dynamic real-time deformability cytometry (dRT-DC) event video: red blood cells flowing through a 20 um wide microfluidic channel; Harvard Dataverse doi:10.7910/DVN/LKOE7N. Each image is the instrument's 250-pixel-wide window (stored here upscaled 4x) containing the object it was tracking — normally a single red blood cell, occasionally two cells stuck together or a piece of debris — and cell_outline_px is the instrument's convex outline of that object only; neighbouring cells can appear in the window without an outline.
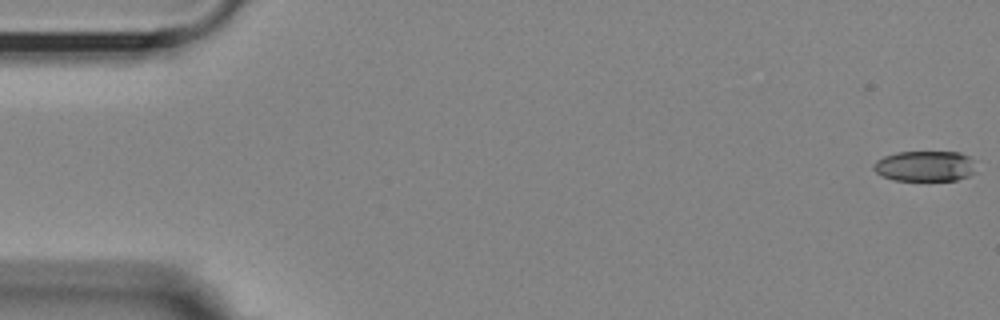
{"species": "Egyptian fruit bat (a non-hibernating species)", "species_latin": "Rousettus aegyptiacus", "temperature_condition": "room temperature", "stored_images_in_passage": 53, "camera_frame_rate_fps": 3000, "um_per_image_px": 0.085, "animal": {"sex": "female"}, "frame": {"image": 1, "passage_image": 1, "time_ms": 0.0, "image_size_px": [1000, 320], "cell_outline_px": [[972, 172], [968, 176], [956, 180], [892, 180], [880, 176], [872, 168], [872, 164], [876, 160], [884, 156], [896, 152], [960, 152], [968, 156], [972, 160]], "centroid_in_image_um": [78.53, 14.12], "position_along_channel_um": 6.5, "area_um2": 18.15}}
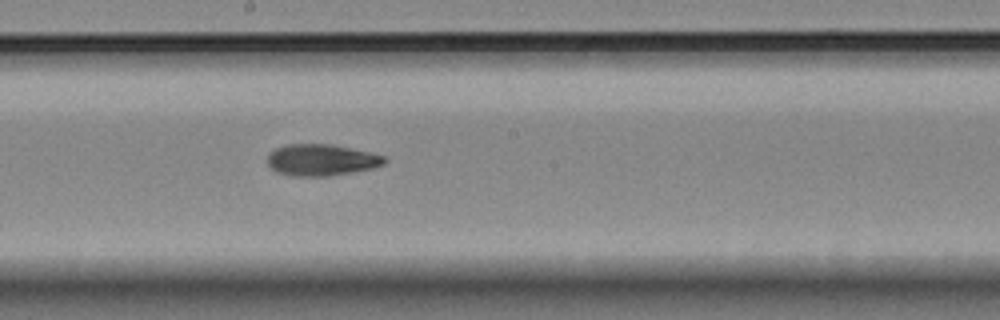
{"frame": {"image": 2, "passage_image": 30, "time_ms": 9.667, "image_size_px": [1000, 320], "cell_outline_px": [[388, 160], [384, 164], [372, 168], [328, 176], [296, 176], [276, 172], [268, 164], [268, 152], [276, 148], [288, 144], [332, 144], [372, 152], [388, 156]], "centroid_in_image_um": [27.36, 13.58], "position_along_channel_um": 220.8, "area_um2": 21.62}}
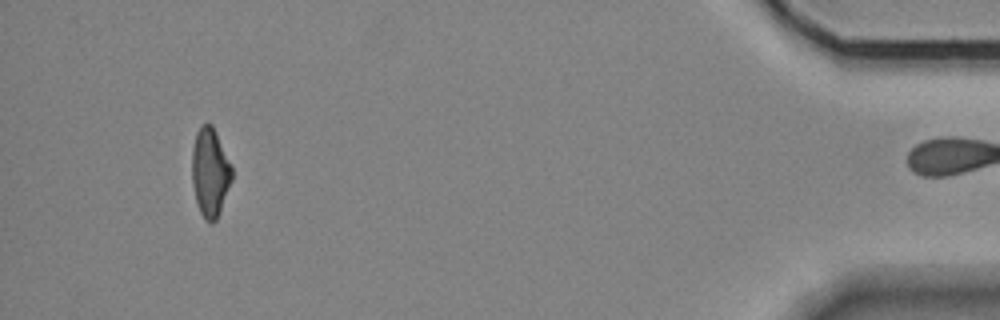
{"frame": {"image": 3, "passage_image": 52, "time_ms": 17.0, "image_size_px": [1000, 320], "cell_outline_px": [[232, 180], [220, 212], [216, 220], [212, 224], [204, 220], [200, 212], [196, 200], [192, 180], [192, 148], [196, 132], [200, 124], [212, 124], [216, 132], [232, 168]], "centroid_in_image_um": [17.85, 14.66], "position_along_channel_um": 417.4, "area_um2": 20.63}, "authors_computed_cell_mechanics": {"area_um2": 21.3282, "velocity_mm_per_s": 3.6342, "shape_relaxation_time_tau1_ms": null, "shape_relaxation_time_tau2_ms": 5.4407, "deformation_change_tau1": null, "deformation_change_tau2": 0.1334}}